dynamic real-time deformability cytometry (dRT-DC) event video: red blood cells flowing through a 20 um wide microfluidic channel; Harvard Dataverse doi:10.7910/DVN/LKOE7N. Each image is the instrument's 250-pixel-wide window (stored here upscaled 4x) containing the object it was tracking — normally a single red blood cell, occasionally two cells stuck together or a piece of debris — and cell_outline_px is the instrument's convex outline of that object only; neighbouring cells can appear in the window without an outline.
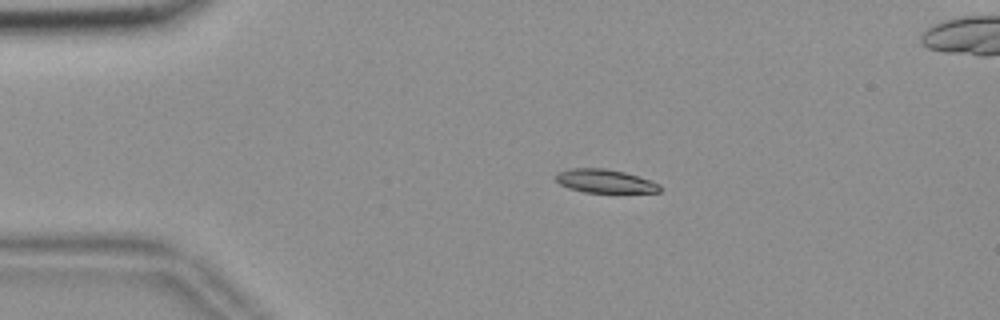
{"species": "common noctule bat (a hibernating species)", "species_latin": "Nyctalus noctula", "temperature_condition": "room temperature", "stored_images_in_passage": 12, "camera_frame_rate_fps": 3000, "um_per_image_px": 0.085, "animal": {"sex": "female", "body_mass_g": 18.4}, "frame": {"image": 1, "passage_image": 6, "time_ms": 1.667, "image_size_px": [1000, 320], "cell_outline_px": [[660, 192], [584, 192], [568, 188], [560, 184], [556, 180], [556, 172], [568, 168], [604, 168], [624, 172], [660, 184]], "centroid_in_image_um": [51.35, 15.38], "position_along_channel_um": 33.6, "area_um2": 14.1}}